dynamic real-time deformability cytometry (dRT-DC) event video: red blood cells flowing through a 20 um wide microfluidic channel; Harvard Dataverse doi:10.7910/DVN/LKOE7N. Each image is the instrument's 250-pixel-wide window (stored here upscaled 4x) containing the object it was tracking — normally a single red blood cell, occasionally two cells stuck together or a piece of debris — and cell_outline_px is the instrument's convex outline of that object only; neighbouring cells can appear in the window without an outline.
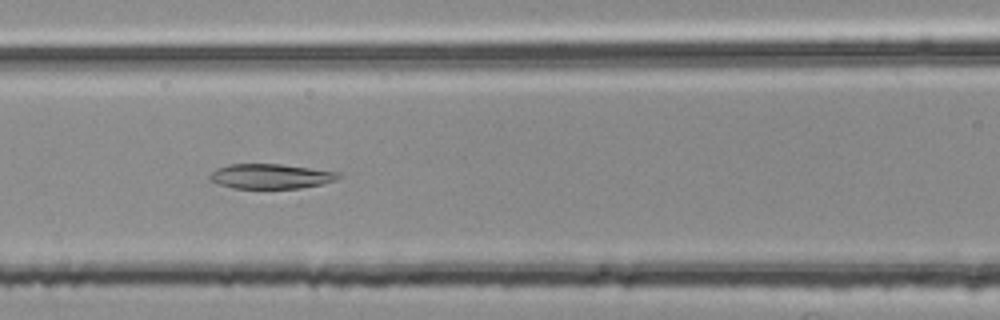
{"species": "common noctule bat (a hibernating species)", "species_latin": "Nyctalus noctula", "temperature_condition": "room temperature", "stored_images_in_passage": 37, "camera_frame_rate_fps": 3000, "um_per_image_px": 0.085, "animal": {"sex": "female", "body_mass_g": 25.1}, "frame": {"image": 1, "passage_image": 7, "time_ms": 2.0, "image_size_px": [1000, 320], "cell_outline_px": [[344, 176], [336, 180], [324, 184], [300, 188], [232, 188], [216, 184], [208, 180], [208, 176], [216, 168], [228, 164], [280, 164], [340, 172]], "centroid_in_image_um": [23.01, 14.99], "position_along_channel_um": 143.6, "area_um2": 18.9}}
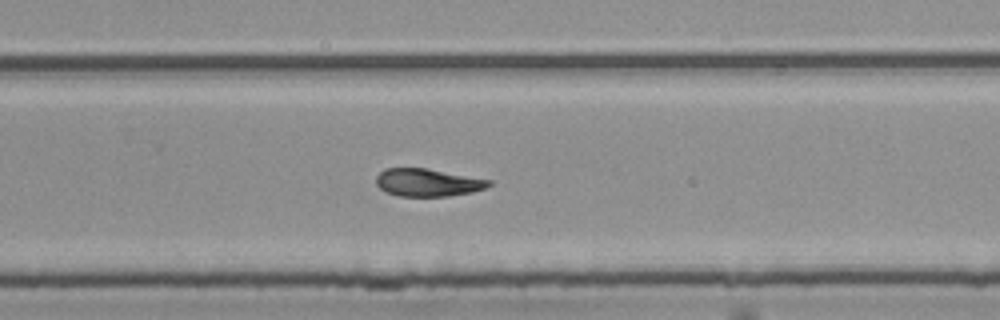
{"frame": {"image": 2, "passage_image": 19, "time_ms": 6.0, "image_size_px": [1000, 320], "cell_outline_px": [[492, 184], [484, 188], [472, 192], [448, 196], [396, 196], [384, 192], [376, 184], [376, 176], [384, 168], [428, 168], [492, 180]], "centroid_in_image_um": [36.33, 15.51], "position_along_channel_um": 293.5, "area_um2": 18.38}}
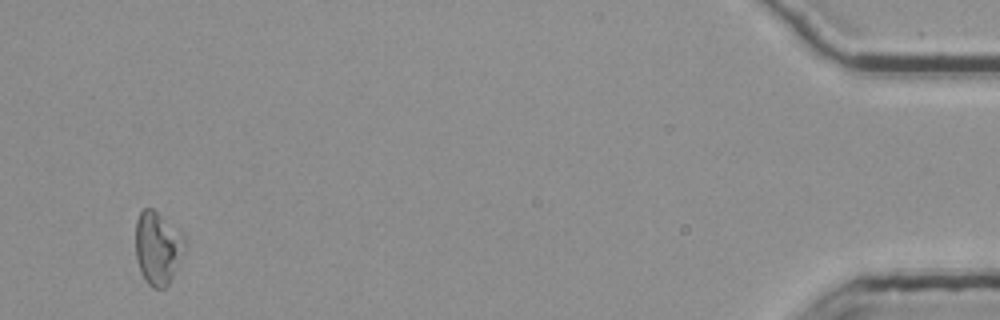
{"frame": {"image": 3, "passage_image": 36, "time_ms": 11.667, "image_size_px": [1000, 320], "cell_outline_px": [[188, 248], [168, 284], [164, 288], [152, 288], [148, 284], [140, 272], [136, 260], [136, 220], [140, 212], [144, 208], [152, 208], [184, 232], [188, 240]], "centroid_in_image_um": [13.47, 21.05], "position_along_channel_um": 421.7, "area_um2": 21.68}}